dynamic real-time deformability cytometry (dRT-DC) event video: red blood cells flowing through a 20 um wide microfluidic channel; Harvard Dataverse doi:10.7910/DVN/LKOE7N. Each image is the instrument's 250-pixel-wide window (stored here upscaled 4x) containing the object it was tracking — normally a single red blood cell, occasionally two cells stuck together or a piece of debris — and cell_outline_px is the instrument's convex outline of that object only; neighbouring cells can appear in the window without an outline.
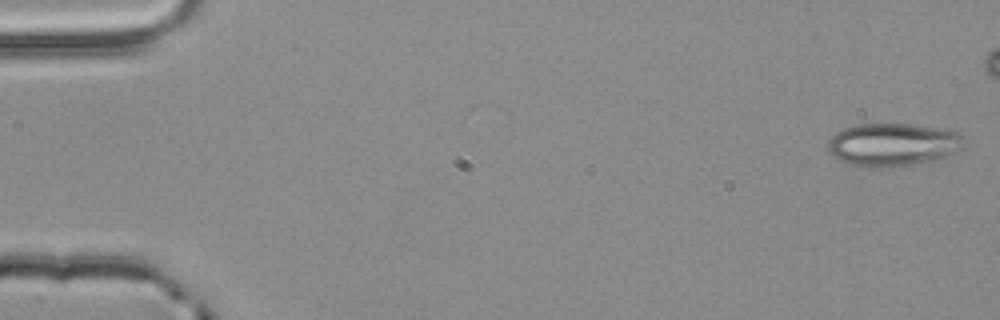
{"species": "common noctule bat (a hibernating species)", "species_latin": "Nyctalus noctula", "temperature_condition": "room temperature", "stored_images_in_passage": 4, "camera_frame_rate_fps": 3000, "um_per_image_px": 0.085, "animal": {"sex": "male", "body_mass_g": 20.4}, "frame": {"image": 1, "passage_image": 1, "time_ms": 0.0, "image_size_px": [1000, 320], "cell_outline_px": [[964, 136], [960, 148], [928, 164], [880, 168], [868, 168], [848, 164], [840, 160], [828, 148], [828, 140], [836, 132], [844, 128], [864, 124], [908, 124], [936, 128], [960, 132]], "centroid_in_image_um": [75.89, 12.32], "position_along_channel_um": 9.1, "area_um2": 34.1}}